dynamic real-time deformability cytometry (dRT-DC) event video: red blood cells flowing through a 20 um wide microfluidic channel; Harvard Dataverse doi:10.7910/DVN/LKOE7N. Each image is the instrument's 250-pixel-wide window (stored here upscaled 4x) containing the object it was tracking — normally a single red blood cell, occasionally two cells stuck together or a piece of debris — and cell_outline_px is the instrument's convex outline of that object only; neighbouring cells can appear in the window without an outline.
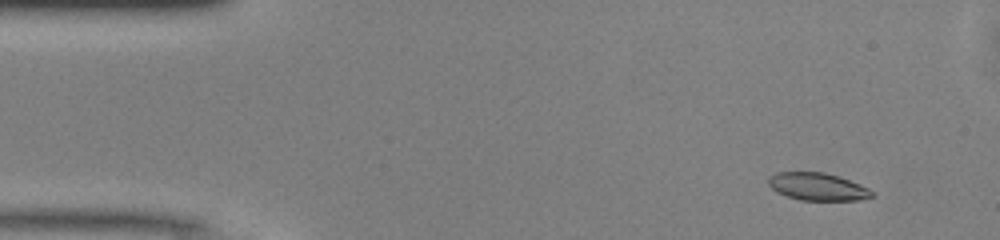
{"species": "common noctule bat (a hibernating species)", "species_latin": "Nyctalus noctula", "temperature_condition": "warm", "stored_images_in_passage": 48, "camera_frame_rate_fps": 3000, "um_per_image_px": 0.085, "animal": {"sex": "male", "body_mass_g": 13.0, "forearm_length_mm": 53.1}, "frame": {"image": 1, "passage_image": 3, "time_ms": 0.667, "image_size_px": [1000, 240], "cell_outline_px": [[876, 196], [860, 200], [800, 200], [776, 192], [768, 184], [768, 176], [776, 172], [824, 172], [860, 184], [876, 192]], "centroid_in_image_um": [69.51, 15.87], "position_along_channel_um": 15.5, "area_um2": 16.7}}
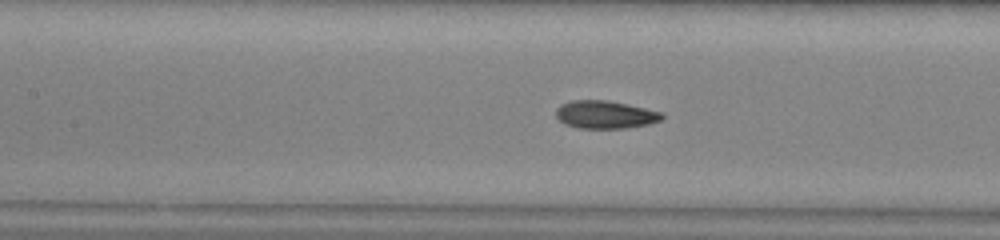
{"frame": {"image": 2, "passage_image": 20, "time_ms": 6.333, "image_size_px": [1000, 240], "cell_outline_px": [[664, 116], [660, 120], [648, 124], [624, 128], [580, 128], [564, 124], [556, 116], [556, 108], [560, 104], [572, 100], [608, 100], [628, 104], [664, 112]], "centroid_in_image_um": [51.44, 9.73], "position_along_channel_um": 156.0, "area_um2": 17.28}}
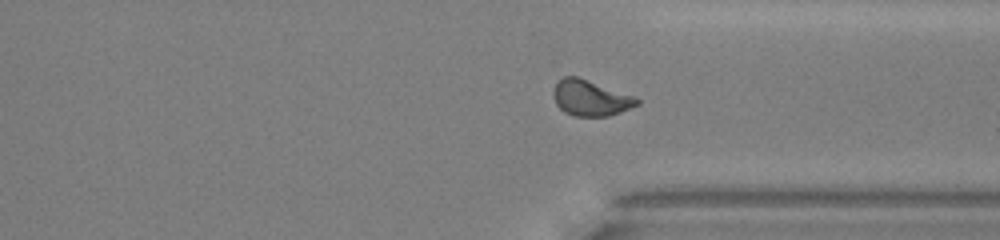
{"frame": {"image": 3, "passage_image": 35, "time_ms": 11.333, "image_size_px": [1000, 240], "cell_outline_px": [[640, 104], [620, 112], [608, 116], [576, 116], [564, 112], [556, 104], [552, 96], [552, 92], [556, 84], [564, 76], [576, 76], [636, 96], [640, 100]], "centroid_in_image_um": [50.2, 8.33], "position_along_channel_um": 361.2, "area_um2": 17.46}, "authors_computed_cell_mechanics": {"area_um2": 17.2533, "velocity_mm_per_s": 4.1171, "shape_relaxation_time_tau1_ms": 3.831, "shape_relaxation_time_tau2_ms": 1.7068, "deformation_change_tau1": 0.1556, "deformation_change_tau2": 0.0648}}